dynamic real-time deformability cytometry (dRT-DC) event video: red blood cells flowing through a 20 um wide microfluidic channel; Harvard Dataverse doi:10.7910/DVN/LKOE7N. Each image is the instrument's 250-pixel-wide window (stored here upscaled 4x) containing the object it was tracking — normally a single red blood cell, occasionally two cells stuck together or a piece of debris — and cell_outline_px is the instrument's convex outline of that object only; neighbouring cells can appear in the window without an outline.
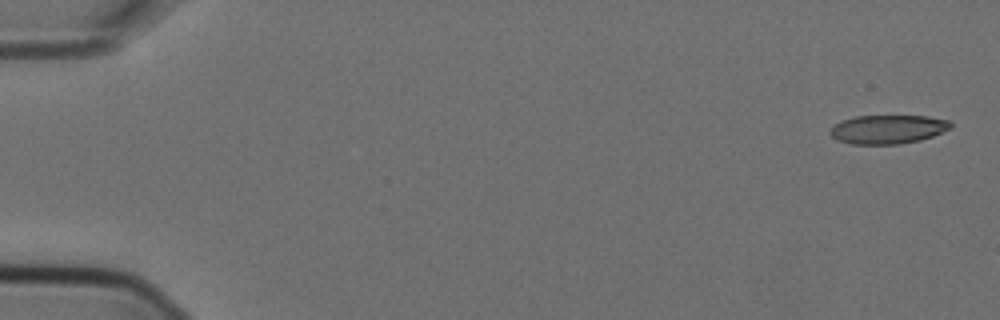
{"species": "Egyptian fruit bat (a non-hibernating species)", "species_latin": "Rousettus aegyptiacus", "temperature_condition": "cold", "stored_images_in_passage": 3, "camera_frame_rate_fps": 3000, "um_per_image_px": 0.085, "animal": {"sex": "female"}, "frame": {"image": 1, "passage_image": 1, "time_ms": 0.0, "image_size_px": [1000, 320], "cell_outline_px": [[952, 128], [932, 136], [920, 140], [900, 144], [852, 144], [836, 140], [828, 132], [840, 120], [856, 116], [928, 116], [948, 120], [952, 124]], "centroid_in_image_um": [75.46, 10.99], "position_along_channel_um": 9.5, "area_um2": 20.29}}